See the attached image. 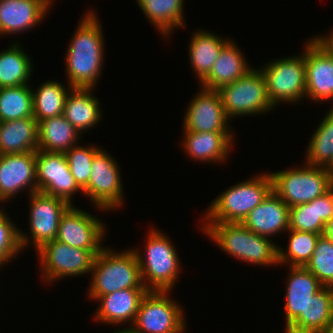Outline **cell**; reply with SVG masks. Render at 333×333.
<instances>
[{"instance_id": "cell-1", "label": "cell", "mask_w": 333, "mask_h": 333, "mask_svg": "<svg viewBox=\"0 0 333 333\" xmlns=\"http://www.w3.org/2000/svg\"><path fill=\"white\" fill-rule=\"evenodd\" d=\"M96 14L94 10L86 11L67 48L65 72L69 83L67 85L72 88L95 89L101 76L105 61V41L103 29Z\"/></svg>"}, {"instance_id": "cell-2", "label": "cell", "mask_w": 333, "mask_h": 333, "mask_svg": "<svg viewBox=\"0 0 333 333\" xmlns=\"http://www.w3.org/2000/svg\"><path fill=\"white\" fill-rule=\"evenodd\" d=\"M201 229L225 253L257 266H278V246L242 223H202ZM266 265V266H265Z\"/></svg>"}, {"instance_id": "cell-3", "label": "cell", "mask_w": 333, "mask_h": 333, "mask_svg": "<svg viewBox=\"0 0 333 333\" xmlns=\"http://www.w3.org/2000/svg\"><path fill=\"white\" fill-rule=\"evenodd\" d=\"M104 248L95 256L88 296L94 301L123 289H147L142 281L139 261L134 249L115 252Z\"/></svg>"}, {"instance_id": "cell-4", "label": "cell", "mask_w": 333, "mask_h": 333, "mask_svg": "<svg viewBox=\"0 0 333 333\" xmlns=\"http://www.w3.org/2000/svg\"><path fill=\"white\" fill-rule=\"evenodd\" d=\"M272 190L273 180L269 172L232 185L208 205L202 223H242Z\"/></svg>"}, {"instance_id": "cell-5", "label": "cell", "mask_w": 333, "mask_h": 333, "mask_svg": "<svg viewBox=\"0 0 333 333\" xmlns=\"http://www.w3.org/2000/svg\"><path fill=\"white\" fill-rule=\"evenodd\" d=\"M146 237L145 254L135 249L144 286L149 291H172L181 273L179 256L167 235L150 229Z\"/></svg>"}, {"instance_id": "cell-6", "label": "cell", "mask_w": 333, "mask_h": 333, "mask_svg": "<svg viewBox=\"0 0 333 333\" xmlns=\"http://www.w3.org/2000/svg\"><path fill=\"white\" fill-rule=\"evenodd\" d=\"M291 168V169H289ZM271 172L273 191L289 206L309 203L333 186L332 172L328 168L303 164Z\"/></svg>"}, {"instance_id": "cell-7", "label": "cell", "mask_w": 333, "mask_h": 333, "mask_svg": "<svg viewBox=\"0 0 333 333\" xmlns=\"http://www.w3.org/2000/svg\"><path fill=\"white\" fill-rule=\"evenodd\" d=\"M217 91L229 119L266 114L275 109L269 101L266 79L260 68H252L246 75Z\"/></svg>"}, {"instance_id": "cell-8", "label": "cell", "mask_w": 333, "mask_h": 333, "mask_svg": "<svg viewBox=\"0 0 333 333\" xmlns=\"http://www.w3.org/2000/svg\"><path fill=\"white\" fill-rule=\"evenodd\" d=\"M300 55L270 61L260 69L266 79L269 101L274 108L280 102L297 104L306 97L304 51Z\"/></svg>"}, {"instance_id": "cell-9", "label": "cell", "mask_w": 333, "mask_h": 333, "mask_svg": "<svg viewBox=\"0 0 333 333\" xmlns=\"http://www.w3.org/2000/svg\"><path fill=\"white\" fill-rule=\"evenodd\" d=\"M39 264L46 283L91 273L95 256L101 250H86L71 247L66 243L53 240L47 242L37 251Z\"/></svg>"}, {"instance_id": "cell-10", "label": "cell", "mask_w": 333, "mask_h": 333, "mask_svg": "<svg viewBox=\"0 0 333 333\" xmlns=\"http://www.w3.org/2000/svg\"><path fill=\"white\" fill-rule=\"evenodd\" d=\"M170 293L171 291L147 292L132 325L136 333H183L186 330L182 305L172 300Z\"/></svg>"}, {"instance_id": "cell-11", "label": "cell", "mask_w": 333, "mask_h": 333, "mask_svg": "<svg viewBox=\"0 0 333 333\" xmlns=\"http://www.w3.org/2000/svg\"><path fill=\"white\" fill-rule=\"evenodd\" d=\"M29 197L30 237L19 230V239L22 250L33 242L34 250L37 251L56 239L61 217L71 205L63 199L39 191L31 193Z\"/></svg>"}, {"instance_id": "cell-12", "label": "cell", "mask_w": 333, "mask_h": 333, "mask_svg": "<svg viewBox=\"0 0 333 333\" xmlns=\"http://www.w3.org/2000/svg\"><path fill=\"white\" fill-rule=\"evenodd\" d=\"M117 161L104 149H100L92 160L91 175L84 195L97 209L111 211L119 209L125 201L121 173Z\"/></svg>"}, {"instance_id": "cell-13", "label": "cell", "mask_w": 333, "mask_h": 333, "mask_svg": "<svg viewBox=\"0 0 333 333\" xmlns=\"http://www.w3.org/2000/svg\"><path fill=\"white\" fill-rule=\"evenodd\" d=\"M37 191L72 203L74 194L83 190L72 176L67 158L62 152L36 151Z\"/></svg>"}, {"instance_id": "cell-14", "label": "cell", "mask_w": 333, "mask_h": 333, "mask_svg": "<svg viewBox=\"0 0 333 333\" xmlns=\"http://www.w3.org/2000/svg\"><path fill=\"white\" fill-rule=\"evenodd\" d=\"M97 216L71 205L63 214L55 240L71 247L102 250L105 224ZM103 246V247H102Z\"/></svg>"}, {"instance_id": "cell-15", "label": "cell", "mask_w": 333, "mask_h": 333, "mask_svg": "<svg viewBox=\"0 0 333 333\" xmlns=\"http://www.w3.org/2000/svg\"><path fill=\"white\" fill-rule=\"evenodd\" d=\"M184 115L183 131L231 132L229 118L217 90L199 88Z\"/></svg>"}, {"instance_id": "cell-16", "label": "cell", "mask_w": 333, "mask_h": 333, "mask_svg": "<svg viewBox=\"0 0 333 333\" xmlns=\"http://www.w3.org/2000/svg\"><path fill=\"white\" fill-rule=\"evenodd\" d=\"M25 189L29 195L37 191L36 152L0 155V202Z\"/></svg>"}, {"instance_id": "cell-17", "label": "cell", "mask_w": 333, "mask_h": 333, "mask_svg": "<svg viewBox=\"0 0 333 333\" xmlns=\"http://www.w3.org/2000/svg\"><path fill=\"white\" fill-rule=\"evenodd\" d=\"M304 57L307 99L333 102V57L312 38L304 46Z\"/></svg>"}, {"instance_id": "cell-18", "label": "cell", "mask_w": 333, "mask_h": 333, "mask_svg": "<svg viewBox=\"0 0 333 333\" xmlns=\"http://www.w3.org/2000/svg\"><path fill=\"white\" fill-rule=\"evenodd\" d=\"M54 0H0V36L29 31L45 19Z\"/></svg>"}, {"instance_id": "cell-19", "label": "cell", "mask_w": 333, "mask_h": 333, "mask_svg": "<svg viewBox=\"0 0 333 333\" xmlns=\"http://www.w3.org/2000/svg\"><path fill=\"white\" fill-rule=\"evenodd\" d=\"M290 207L272 190L261 204L249 212L242 224L267 238L289 230Z\"/></svg>"}, {"instance_id": "cell-20", "label": "cell", "mask_w": 333, "mask_h": 333, "mask_svg": "<svg viewBox=\"0 0 333 333\" xmlns=\"http://www.w3.org/2000/svg\"><path fill=\"white\" fill-rule=\"evenodd\" d=\"M285 294V330L305 312L306 306L323 285L310 271L301 266H289Z\"/></svg>"}, {"instance_id": "cell-21", "label": "cell", "mask_w": 333, "mask_h": 333, "mask_svg": "<svg viewBox=\"0 0 333 333\" xmlns=\"http://www.w3.org/2000/svg\"><path fill=\"white\" fill-rule=\"evenodd\" d=\"M183 149L187 156L198 162H224L230 156L234 135L232 132L184 131Z\"/></svg>"}, {"instance_id": "cell-22", "label": "cell", "mask_w": 333, "mask_h": 333, "mask_svg": "<svg viewBox=\"0 0 333 333\" xmlns=\"http://www.w3.org/2000/svg\"><path fill=\"white\" fill-rule=\"evenodd\" d=\"M148 291V289H123L98 297L96 301H99L100 306L96 310V320L115 326L130 322L132 326L141 300Z\"/></svg>"}, {"instance_id": "cell-23", "label": "cell", "mask_w": 333, "mask_h": 333, "mask_svg": "<svg viewBox=\"0 0 333 333\" xmlns=\"http://www.w3.org/2000/svg\"><path fill=\"white\" fill-rule=\"evenodd\" d=\"M238 45L229 40L221 49L210 73L200 82L201 87L218 90L246 75L252 68Z\"/></svg>"}, {"instance_id": "cell-24", "label": "cell", "mask_w": 333, "mask_h": 333, "mask_svg": "<svg viewBox=\"0 0 333 333\" xmlns=\"http://www.w3.org/2000/svg\"><path fill=\"white\" fill-rule=\"evenodd\" d=\"M333 320V287L323 286L285 333H324Z\"/></svg>"}, {"instance_id": "cell-25", "label": "cell", "mask_w": 333, "mask_h": 333, "mask_svg": "<svg viewBox=\"0 0 333 333\" xmlns=\"http://www.w3.org/2000/svg\"><path fill=\"white\" fill-rule=\"evenodd\" d=\"M92 90L94 88H72L65 100L63 116L80 134L96 126L103 117Z\"/></svg>"}, {"instance_id": "cell-26", "label": "cell", "mask_w": 333, "mask_h": 333, "mask_svg": "<svg viewBox=\"0 0 333 333\" xmlns=\"http://www.w3.org/2000/svg\"><path fill=\"white\" fill-rule=\"evenodd\" d=\"M38 150V122L34 117L0 122V155Z\"/></svg>"}, {"instance_id": "cell-27", "label": "cell", "mask_w": 333, "mask_h": 333, "mask_svg": "<svg viewBox=\"0 0 333 333\" xmlns=\"http://www.w3.org/2000/svg\"><path fill=\"white\" fill-rule=\"evenodd\" d=\"M189 60L192 70L200 82L210 73L213 63L219 56L222 47L230 40L221 38L212 32L198 30L191 36ZM225 39V40H224Z\"/></svg>"}, {"instance_id": "cell-28", "label": "cell", "mask_w": 333, "mask_h": 333, "mask_svg": "<svg viewBox=\"0 0 333 333\" xmlns=\"http://www.w3.org/2000/svg\"><path fill=\"white\" fill-rule=\"evenodd\" d=\"M81 136L63 115L38 122V150L65 153Z\"/></svg>"}, {"instance_id": "cell-29", "label": "cell", "mask_w": 333, "mask_h": 333, "mask_svg": "<svg viewBox=\"0 0 333 333\" xmlns=\"http://www.w3.org/2000/svg\"><path fill=\"white\" fill-rule=\"evenodd\" d=\"M148 21L164 38L170 37L174 28H186L183 19L184 0H136ZM166 36V37H165Z\"/></svg>"}, {"instance_id": "cell-30", "label": "cell", "mask_w": 333, "mask_h": 333, "mask_svg": "<svg viewBox=\"0 0 333 333\" xmlns=\"http://www.w3.org/2000/svg\"><path fill=\"white\" fill-rule=\"evenodd\" d=\"M16 42L0 53V88L27 85L30 82L32 59Z\"/></svg>"}, {"instance_id": "cell-31", "label": "cell", "mask_w": 333, "mask_h": 333, "mask_svg": "<svg viewBox=\"0 0 333 333\" xmlns=\"http://www.w3.org/2000/svg\"><path fill=\"white\" fill-rule=\"evenodd\" d=\"M72 87L58 80H48L36 90L32 88L33 117L37 122L63 115L65 100Z\"/></svg>"}, {"instance_id": "cell-32", "label": "cell", "mask_w": 333, "mask_h": 333, "mask_svg": "<svg viewBox=\"0 0 333 333\" xmlns=\"http://www.w3.org/2000/svg\"><path fill=\"white\" fill-rule=\"evenodd\" d=\"M306 149V164L333 169V108L318 124Z\"/></svg>"}, {"instance_id": "cell-33", "label": "cell", "mask_w": 333, "mask_h": 333, "mask_svg": "<svg viewBox=\"0 0 333 333\" xmlns=\"http://www.w3.org/2000/svg\"><path fill=\"white\" fill-rule=\"evenodd\" d=\"M33 117L32 87L29 84L0 88V122Z\"/></svg>"}, {"instance_id": "cell-34", "label": "cell", "mask_w": 333, "mask_h": 333, "mask_svg": "<svg viewBox=\"0 0 333 333\" xmlns=\"http://www.w3.org/2000/svg\"><path fill=\"white\" fill-rule=\"evenodd\" d=\"M290 235L286 250L278 246V263L305 267L309 262L321 234L288 230Z\"/></svg>"}, {"instance_id": "cell-35", "label": "cell", "mask_w": 333, "mask_h": 333, "mask_svg": "<svg viewBox=\"0 0 333 333\" xmlns=\"http://www.w3.org/2000/svg\"><path fill=\"white\" fill-rule=\"evenodd\" d=\"M305 268L316 276L323 286L333 287V242L330 239L320 235Z\"/></svg>"}, {"instance_id": "cell-36", "label": "cell", "mask_w": 333, "mask_h": 333, "mask_svg": "<svg viewBox=\"0 0 333 333\" xmlns=\"http://www.w3.org/2000/svg\"><path fill=\"white\" fill-rule=\"evenodd\" d=\"M100 149V147L95 145L81 146L76 144L64 153L71 174L82 190L88 185L91 175L92 160Z\"/></svg>"}, {"instance_id": "cell-37", "label": "cell", "mask_w": 333, "mask_h": 333, "mask_svg": "<svg viewBox=\"0 0 333 333\" xmlns=\"http://www.w3.org/2000/svg\"><path fill=\"white\" fill-rule=\"evenodd\" d=\"M325 223L318 217L316 198L290 207L289 229L323 235Z\"/></svg>"}, {"instance_id": "cell-38", "label": "cell", "mask_w": 333, "mask_h": 333, "mask_svg": "<svg viewBox=\"0 0 333 333\" xmlns=\"http://www.w3.org/2000/svg\"><path fill=\"white\" fill-rule=\"evenodd\" d=\"M19 228L11 221L7 212L0 218V268L22 252Z\"/></svg>"}, {"instance_id": "cell-39", "label": "cell", "mask_w": 333, "mask_h": 333, "mask_svg": "<svg viewBox=\"0 0 333 333\" xmlns=\"http://www.w3.org/2000/svg\"><path fill=\"white\" fill-rule=\"evenodd\" d=\"M318 217L326 223L333 218V186L316 198Z\"/></svg>"}, {"instance_id": "cell-40", "label": "cell", "mask_w": 333, "mask_h": 333, "mask_svg": "<svg viewBox=\"0 0 333 333\" xmlns=\"http://www.w3.org/2000/svg\"><path fill=\"white\" fill-rule=\"evenodd\" d=\"M329 33L327 36H313L312 39L333 57V30Z\"/></svg>"}, {"instance_id": "cell-41", "label": "cell", "mask_w": 333, "mask_h": 333, "mask_svg": "<svg viewBox=\"0 0 333 333\" xmlns=\"http://www.w3.org/2000/svg\"><path fill=\"white\" fill-rule=\"evenodd\" d=\"M323 235L333 242V218L325 223Z\"/></svg>"}, {"instance_id": "cell-42", "label": "cell", "mask_w": 333, "mask_h": 333, "mask_svg": "<svg viewBox=\"0 0 333 333\" xmlns=\"http://www.w3.org/2000/svg\"><path fill=\"white\" fill-rule=\"evenodd\" d=\"M114 333H136V332L134 331L132 326H129V328L127 327V328L121 329L119 331L116 330Z\"/></svg>"}, {"instance_id": "cell-43", "label": "cell", "mask_w": 333, "mask_h": 333, "mask_svg": "<svg viewBox=\"0 0 333 333\" xmlns=\"http://www.w3.org/2000/svg\"><path fill=\"white\" fill-rule=\"evenodd\" d=\"M324 333H333V320L331 323L328 325Z\"/></svg>"}, {"instance_id": "cell-44", "label": "cell", "mask_w": 333, "mask_h": 333, "mask_svg": "<svg viewBox=\"0 0 333 333\" xmlns=\"http://www.w3.org/2000/svg\"><path fill=\"white\" fill-rule=\"evenodd\" d=\"M5 213H6V212H5L4 208L2 209V208L0 207V218H1Z\"/></svg>"}]
</instances>
